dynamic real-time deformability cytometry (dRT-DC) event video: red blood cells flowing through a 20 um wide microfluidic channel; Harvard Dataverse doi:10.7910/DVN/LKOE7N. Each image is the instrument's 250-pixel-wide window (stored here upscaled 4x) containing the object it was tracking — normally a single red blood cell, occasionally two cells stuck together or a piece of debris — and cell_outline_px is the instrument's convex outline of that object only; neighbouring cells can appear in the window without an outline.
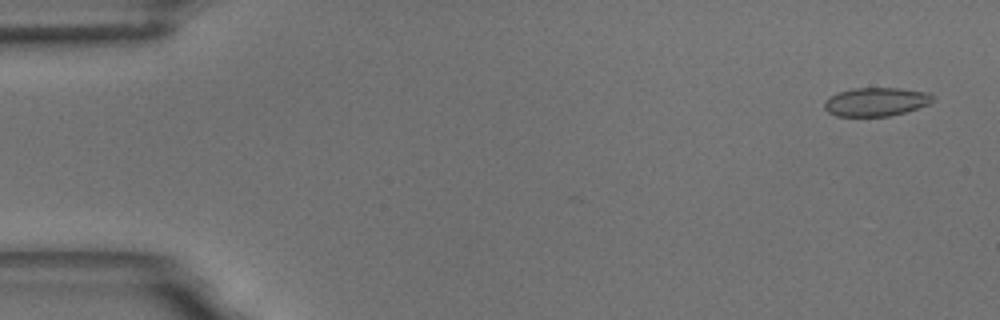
{"species": "common noctule bat (a hibernating species)", "species_latin": "Nyctalus noctula", "temperature_condition": "room temperature", "stored_images_in_passage": 13, "camera_frame_rate_fps": 3000, "um_per_image_px": 0.085, "animal": {"sex": "male", "body_mass_g": 18.8}, "frame": {"image": 1, "passage_image": 3, "time_ms": 0.667, "image_size_px": [1000, 320], "cell_outline_px": [[936, 96], [928, 104], [904, 112], [888, 116], [836, 116], [828, 112], [824, 108], [824, 100], [836, 92], [852, 88], [896, 88], [928, 92]], "centroid_in_image_um": [74.42, 8.64], "position_along_channel_um": 10.6, "area_um2": 18.09}}